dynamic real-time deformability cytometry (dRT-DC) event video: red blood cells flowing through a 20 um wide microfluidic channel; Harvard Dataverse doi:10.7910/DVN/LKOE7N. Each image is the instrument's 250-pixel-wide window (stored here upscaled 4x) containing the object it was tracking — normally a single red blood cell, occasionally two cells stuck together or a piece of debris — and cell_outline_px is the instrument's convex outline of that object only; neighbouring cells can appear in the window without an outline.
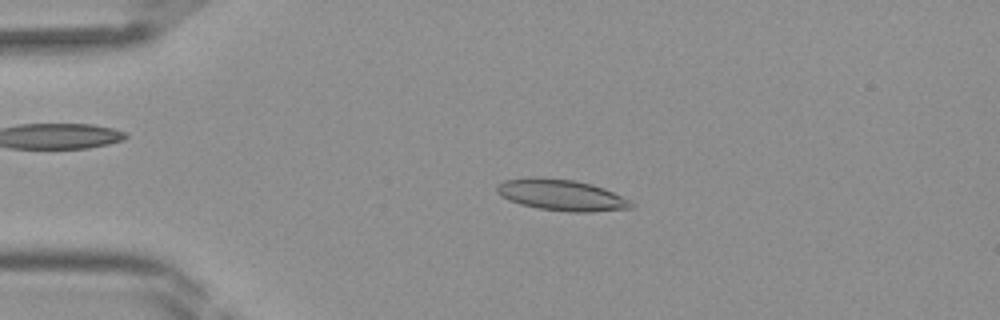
{"species": "Egyptian fruit bat (a non-hibernating species)", "species_latin": "Rousettus aegyptiacus", "temperature_condition": "room temperature", "stored_images_in_passage": 41, "camera_frame_rate_fps": 3000, "um_per_image_px": 0.085, "frame": {"image": 1, "passage_image": 9, "time_ms": 2.667, "image_size_px": [1000, 320], "cell_outline_px": [[636, 204], [632, 208], [592, 212], [568, 212], [540, 208], [520, 204], [508, 200], [500, 196], [496, 192], [496, 184], [504, 180], [532, 176], [536, 176], [572, 180], [592, 184], [604, 188], [632, 200]], "centroid_in_image_um": [47.72, 16.57], "position_along_channel_um": 37.3, "area_um2": 24.8}}
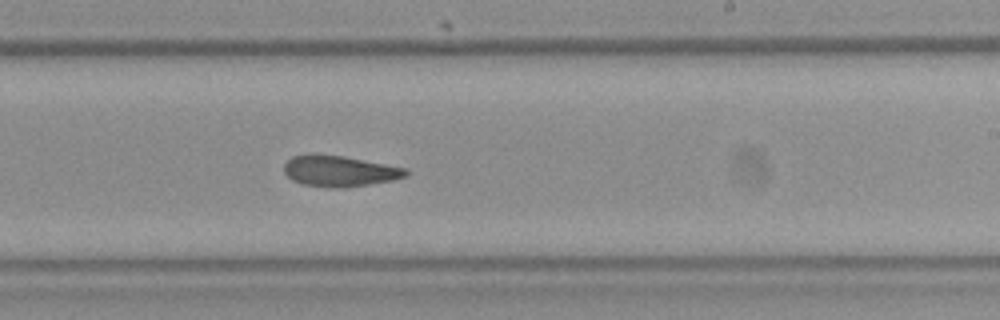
{"frame": {"image": 2, "passage_image": 25, "time_ms": 8.0, "image_size_px": [1000, 320], "cell_outline_px": [[408, 176], [392, 180], [344, 188], [332, 188], [304, 184], [292, 180], [284, 172], [284, 164], [292, 156], [308, 152], [344, 156], [408, 168]], "centroid_in_image_um": [28.84, 14.52], "position_along_channel_um": 260.2, "area_um2": 22.25}}
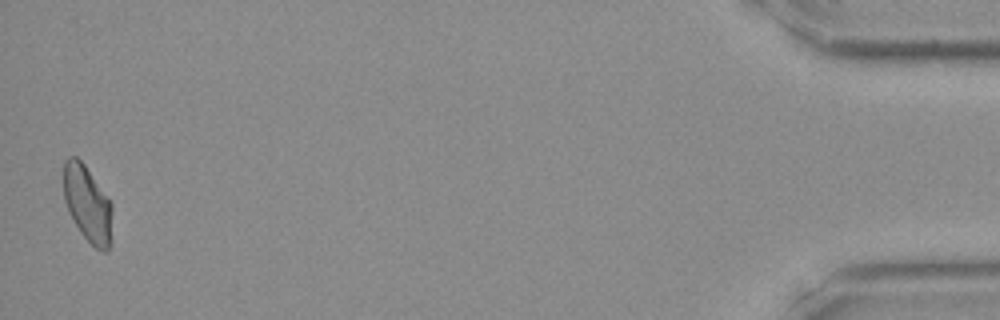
{"frame": {"image": 3, "passage_image": 41, "time_ms": 13.333, "image_size_px": [1000, 320], "cell_outline_px": [[112, 212], [108, 252], [104, 252], [96, 248], [80, 232], [68, 212], [64, 200], [64, 160], [68, 156], [76, 156], [84, 164], [112, 204]], "centroid_in_image_um": [7.41, 17.31], "position_along_channel_um": 427.8, "area_um2": 21.33}}